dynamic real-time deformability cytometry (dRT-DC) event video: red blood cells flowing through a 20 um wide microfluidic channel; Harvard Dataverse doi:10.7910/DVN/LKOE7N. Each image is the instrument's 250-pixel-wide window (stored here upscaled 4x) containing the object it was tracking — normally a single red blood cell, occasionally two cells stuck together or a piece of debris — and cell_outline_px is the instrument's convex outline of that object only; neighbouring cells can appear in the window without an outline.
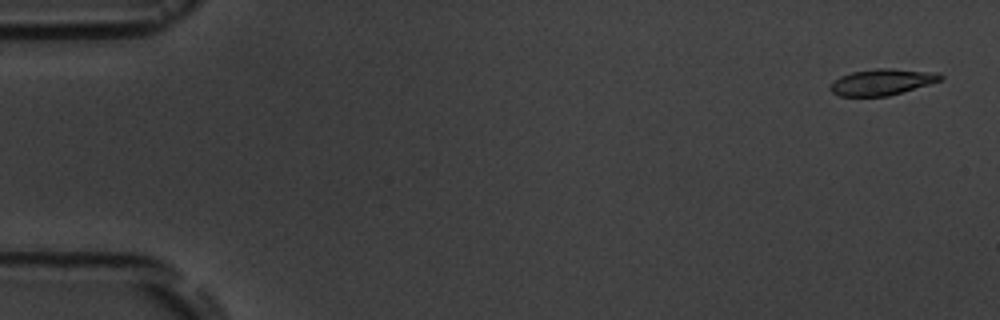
{"species": "common noctule bat (a hibernating species)", "species_latin": "Nyctalus noctula", "temperature_condition": "room temperature", "stored_images_in_passage": 5, "camera_frame_rate_fps": 3000, "um_per_image_px": 0.085, "animal": {"sex": "male", "body_mass_g": 19.5, "forearm_length_mm": 54.6}, "frame": {"image": 1, "passage_image": 1, "time_ms": 0.0, "image_size_px": [1000, 320], "cell_outline_px": [[944, 76], [940, 80], [928, 84], [888, 96], [840, 96], [832, 92], [828, 88], [840, 76], [852, 72], [876, 68], [892, 68], [940, 72]], "centroid_in_image_um": [74.99, 6.95], "position_along_channel_um": 10.0, "area_um2": 16.76}}
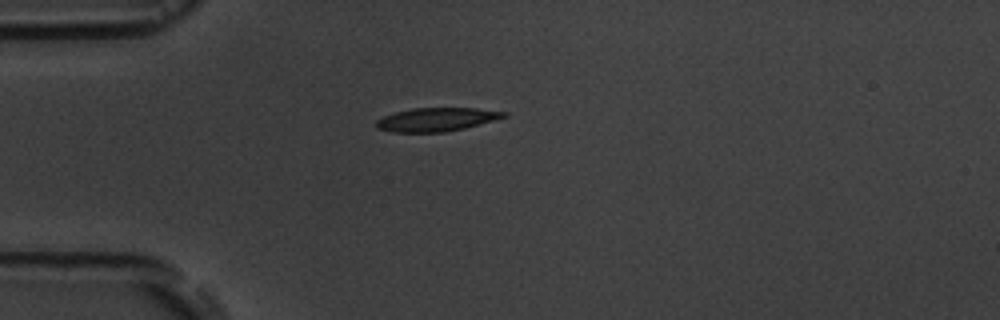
{"frame": {"image": 2, "passage_image": 5, "time_ms": 4.333, "image_size_px": [1000, 320], "cell_outline_px": [[508, 116], [464, 128], [444, 132], [392, 132], [376, 128], [376, 120], [384, 116], [396, 112], [412, 108], [476, 108], [508, 112]], "centroid_in_image_um": [37.1, 10.15], "position_along_channel_um": 47.9, "area_um2": 17.4}}